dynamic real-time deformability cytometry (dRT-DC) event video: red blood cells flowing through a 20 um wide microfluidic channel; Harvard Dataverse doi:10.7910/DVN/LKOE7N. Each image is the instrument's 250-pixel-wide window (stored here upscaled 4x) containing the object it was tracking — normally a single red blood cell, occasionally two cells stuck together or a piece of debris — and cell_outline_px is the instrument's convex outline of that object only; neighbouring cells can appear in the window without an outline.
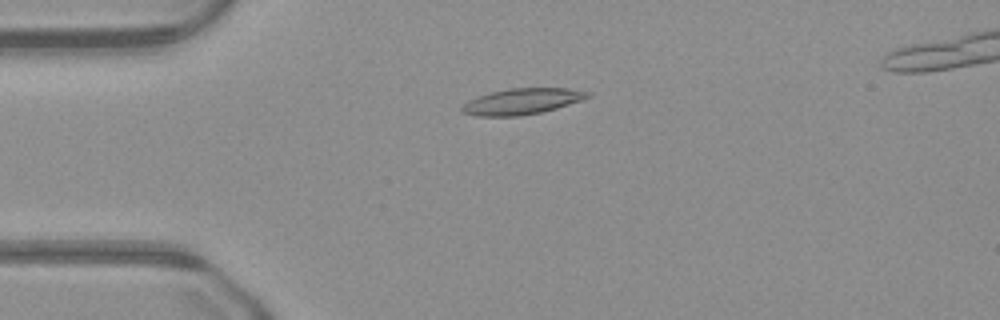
{"species": "common noctule bat (a hibernating species)", "species_latin": "Nyctalus noctula", "temperature_condition": "warm", "stored_images_in_passage": 49, "segment_of_instrument_passage": [1, 2], "camera_frame_rate_fps": 3000, "um_per_image_px": 0.085, "animal": {"sex": "male", "body_mass_g": 23.1, "forearm_length_mm": 52.7}, "frame": {"image": 1, "passage_image": 12, "time_ms": 3.667, "image_size_px": [1000, 320], "cell_outline_px": [[592, 96], [556, 108], [540, 112], [520, 116], [476, 116], [460, 112], [460, 108], [468, 100], [476, 96], [508, 88], [568, 88], [592, 92]], "centroid_in_image_um": [44.34, 8.61], "position_along_channel_um": 40.7, "area_um2": 19.07}}
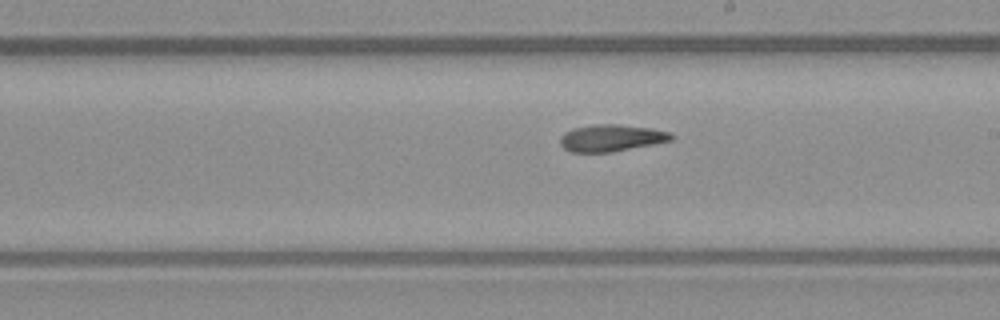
{"frame": {"image": 2, "passage_image": 28, "time_ms": 9.0, "image_size_px": [1000, 320], "cell_outline_px": [[676, 136], [672, 140], [612, 152], [572, 152], [564, 148], [560, 144], [560, 136], [564, 132], [572, 128], [592, 124], [620, 124], [652, 128], [672, 132]], "centroid_in_image_um": [51.97, 11.71], "position_along_channel_um": 237.0, "area_um2": 17.63}}
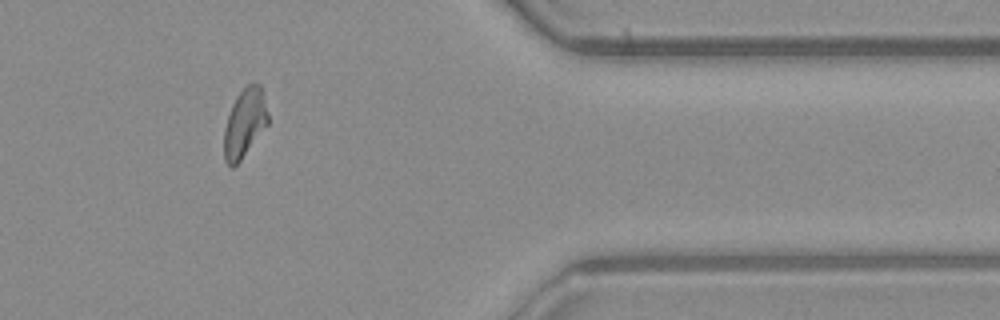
{"frame": {"image": 3, "passage_image": 41, "time_ms": 13.333, "image_size_px": [1000, 320], "cell_outline_px": [[268, 124], [240, 160], [232, 168], [224, 160], [224, 128], [232, 104], [236, 96], [248, 84], [260, 84], [268, 112]], "centroid_in_image_um": [20.79, 10.46], "position_along_channel_um": 390.6, "area_um2": 17.34}}